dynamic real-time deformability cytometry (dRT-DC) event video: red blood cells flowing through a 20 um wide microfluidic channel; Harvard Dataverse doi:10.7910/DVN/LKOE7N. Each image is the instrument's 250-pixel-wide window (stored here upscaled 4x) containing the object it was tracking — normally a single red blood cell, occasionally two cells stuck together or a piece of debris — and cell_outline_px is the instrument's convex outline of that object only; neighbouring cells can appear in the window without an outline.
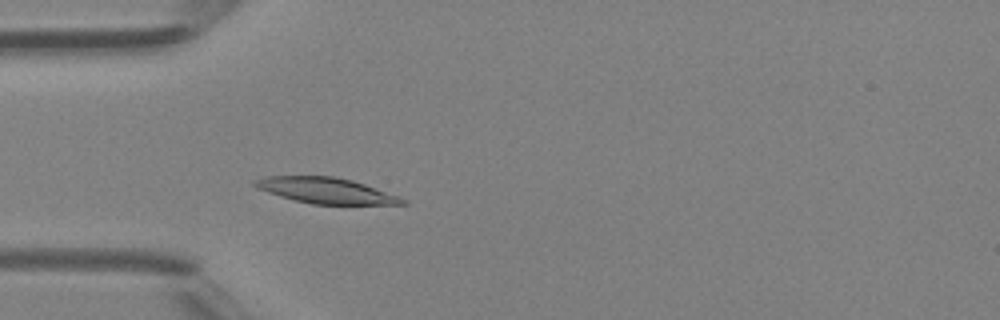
{"species": "Egyptian fruit bat (a non-hibernating species)", "species_latin": "Rousettus aegyptiacus", "temperature_condition": "room temperature", "stored_images_in_passage": 36, "camera_frame_rate_fps": 3000, "um_per_image_px": 0.085, "animal": {"sex": "female"}, "frame": {"image": 1, "passage_image": 10, "time_ms": 3.0, "image_size_px": [1000, 320], "cell_outline_px": [[408, 204], [312, 204], [280, 196], [256, 188], [252, 184], [252, 180], [268, 176], [332, 176], [352, 180], [400, 196], [408, 200]], "centroid_in_image_um": [27.71, 16.19], "position_along_channel_um": 57.3, "area_um2": 22.08}}
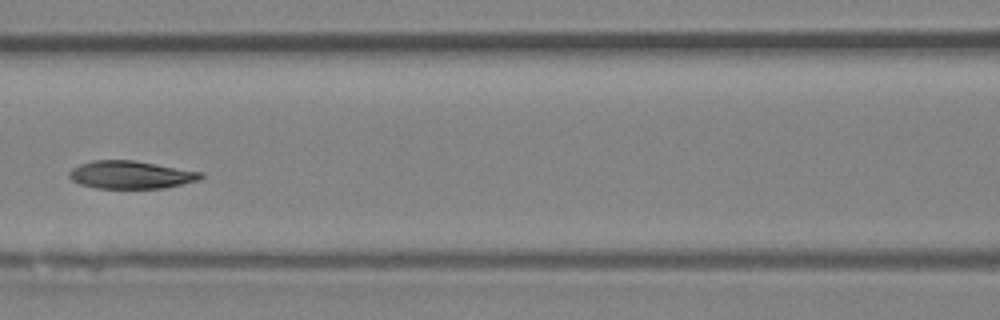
{"frame": {"image": 2, "passage_image": 17, "time_ms": 5.333, "image_size_px": [1000, 320], "cell_outline_px": [[204, 176], [200, 180], [164, 188], [96, 188], [80, 184], [72, 180], [68, 176], [68, 172], [72, 168], [80, 164], [92, 160], [132, 160], [204, 172]], "centroid_in_image_um": [11.12, 14.85], "position_along_channel_um": 155.5, "area_um2": 21.39}}
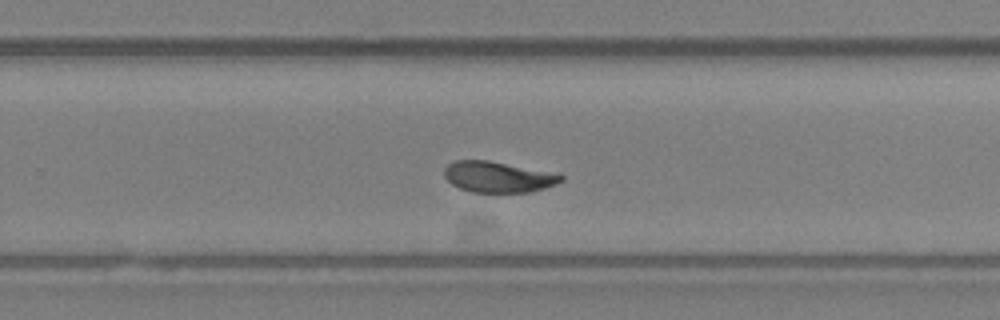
{"frame": {"image": 3, "passage_image": 26, "time_ms": 8.333, "image_size_px": [1000, 320], "cell_outline_px": [[564, 180], [556, 184], [544, 188], [528, 192], [472, 192], [460, 188], [452, 184], [444, 176], [444, 168], [448, 164], [456, 160], [488, 160], [564, 176]], "centroid_in_image_um": [42.27, 15.05], "position_along_channel_um": 287.5, "area_um2": 20.52}, "authors_computed_cell_mechanics": {"area_um2": 22.1374, "velocity_mm_per_s": 4.4171, "shape_relaxation_time_tau1_ms": null, "shape_relaxation_time_tau2_ms": 2.4152, "deformation_change_tau1": null, "deformation_change_tau2": 0.0584}}